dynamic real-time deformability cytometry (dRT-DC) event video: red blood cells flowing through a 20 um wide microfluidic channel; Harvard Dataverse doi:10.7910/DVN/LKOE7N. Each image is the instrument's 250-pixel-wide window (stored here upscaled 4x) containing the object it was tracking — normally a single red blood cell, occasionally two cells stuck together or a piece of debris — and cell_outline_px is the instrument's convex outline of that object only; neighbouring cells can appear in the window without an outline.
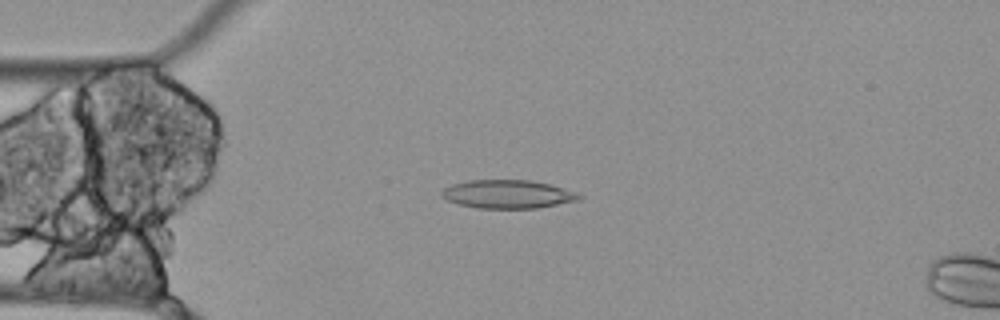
{"species": "Egyptian fruit bat (a non-hibernating species)", "species_latin": "Rousettus aegyptiacus", "temperature_condition": "cold", "stored_images_in_passage": 38, "camera_frame_rate_fps": 3000, "um_per_image_px": 0.085, "animal": {"sex": "female"}, "frame": {"image": 1, "passage_image": 14, "time_ms": 4.333, "image_size_px": [1000, 320], "cell_outline_px": [[584, 196], [576, 200], [536, 208], [476, 208], [460, 204], [448, 200], [440, 196], [440, 192], [444, 188], [452, 184], [468, 180], [532, 180], [564, 188], [576, 192]], "centroid_in_image_um": [43.12, 16.49], "position_along_channel_um": 41.9, "area_um2": 22.6}}
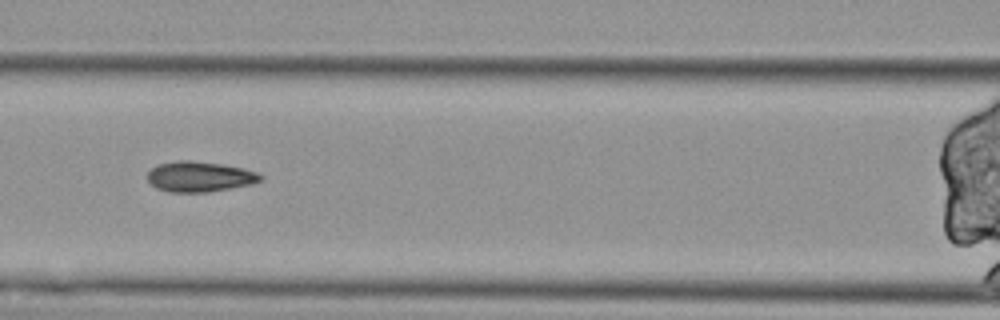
{"frame": {"image": 2, "passage_image": 24, "time_ms": 7.667, "image_size_px": [1000, 320], "cell_outline_px": [[264, 180], [252, 184], [208, 192], [168, 192], [156, 188], [148, 180], [148, 172], [156, 164], [176, 160], [192, 160], [220, 164], [244, 168], [256, 172], [264, 176]], "centroid_in_image_um": [16.98, 15.01], "position_along_channel_um": 149.6, "area_um2": 20.17}}
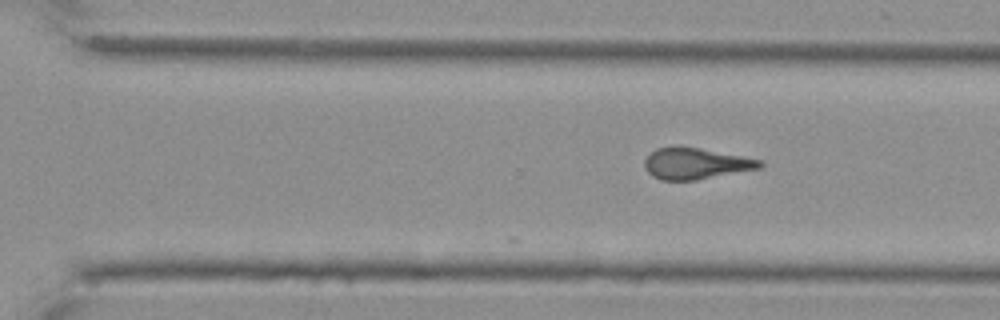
{"frame": {"image": 3, "passage_image": 38, "time_ms": 12.333, "image_size_px": [1000, 320], "cell_outline_px": [[764, 164], [760, 168], [696, 180], [660, 180], [652, 176], [648, 172], [644, 164], [644, 160], [656, 148], [676, 144], [700, 148], [764, 160]], "centroid_in_image_um": [59.12, 13.88], "position_along_channel_um": 311.5, "area_um2": 21.27}}